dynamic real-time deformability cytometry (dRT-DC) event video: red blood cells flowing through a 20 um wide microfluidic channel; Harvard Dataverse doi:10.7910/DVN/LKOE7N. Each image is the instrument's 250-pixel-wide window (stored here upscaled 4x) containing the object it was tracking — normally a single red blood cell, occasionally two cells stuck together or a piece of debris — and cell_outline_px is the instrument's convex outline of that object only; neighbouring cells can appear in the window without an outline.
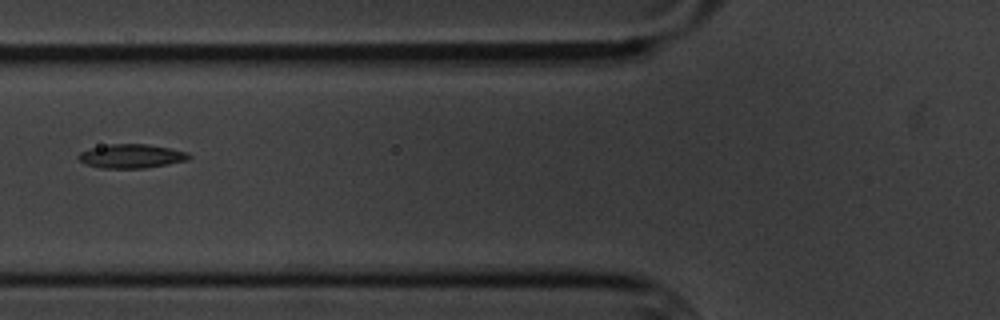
{"species": "common noctule bat (a hibernating species)", "species_latin": "Nyctalus noctula", "temperature_condition": "cold", "stored_images_in_passage": 10, "camera_frame_rate_fps": 3000, "um_per_image_px": 0.085, "animal": {"sex": "male", "body_mass_g": 20.1, "forearm_length_mm": 53.5}, "frame": {"image": 1, "passage_image": 7, "time_ms": 7.0, "image_size_px": [1000, 320], "cell_outline_px": [[192, 156], [188, 160], [168, 164], [144, 168], [100, 168], [88, 164], [80, 160], [76, 156], [80, 152], [88, 148], [108, 144], [148, 144], [188, 152]], "centroid_in_image_um": [11.16, 13.26], "position_along_channel_um": 114.6, "area_um2": 15.43}}
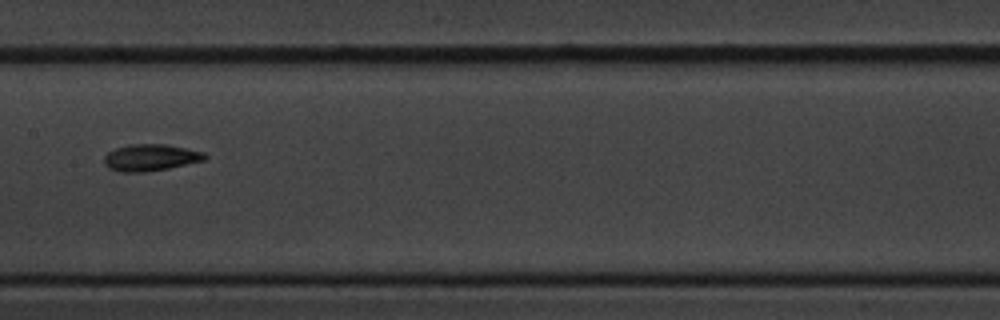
{"frame": {"image": 2, "passage_image": 9, "time_ms": 9.333, "image_size_px": [1000, 320], "cell_outline_px": [[208, 156], [204, 160], [168, 168], [144, 172], [120, 172], [108, 168], [104, 164], [104, 156], [108, 152], [116, 148], [132, 144], [168, 144], [204, 152]], "centroid_in_image_um": [12.78, 13.39], "position_along_channel_um": 194.6, "area_um2": 15.66}}
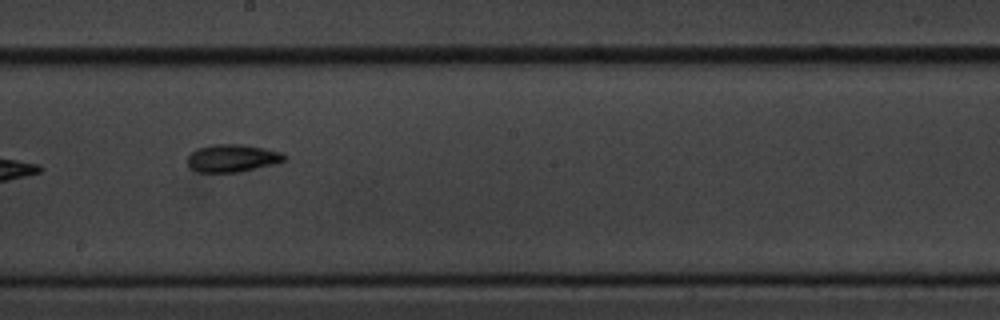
{"frame": {"image": 3, "passage_image": 10, "time_ms": 10.333, "image_size_px": [1000, 320], "cell_outline_px": [[288, 160], [240, 172], [200, 172], [192, 168], [188, 164], [188, 156], [196, 148], [212, 144], [240, 144], [264, 148], [280, 152], [288, 156]], "centroid_in_image_um": [19.77, 13.43], "position_along_channel_um": 228.4, "area_um2": 15.55}}